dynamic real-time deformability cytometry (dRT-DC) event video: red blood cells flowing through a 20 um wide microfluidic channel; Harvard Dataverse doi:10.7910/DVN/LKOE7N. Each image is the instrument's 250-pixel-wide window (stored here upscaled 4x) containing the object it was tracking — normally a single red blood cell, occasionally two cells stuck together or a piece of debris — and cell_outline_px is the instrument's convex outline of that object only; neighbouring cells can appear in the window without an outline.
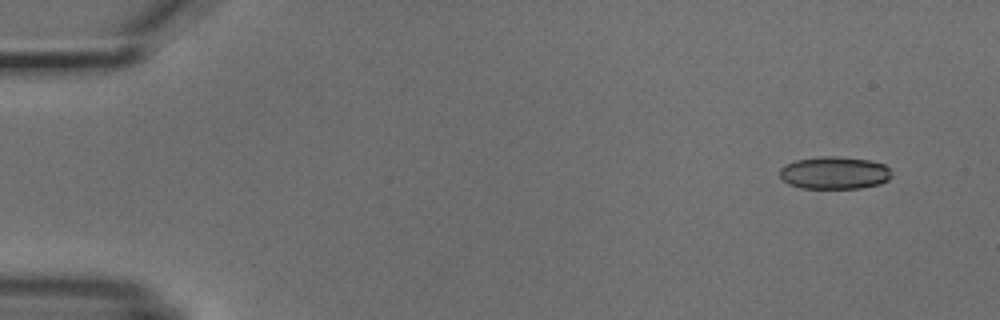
{"species": "common noctule bat (a hibernating species)", "species_latin": "Nyctalus noctula", "temperature_condition": "cold", "stored_images_in_passage": 6, "camera_frame_rate_fps": 3000, "um_per_image_px": 0.085, "animal": {"sex": "male", "body_mass_g": 18.8}, "frame": {"image": 1, "passage_image": 1, "time_ms": 0.0, "image_size_px": [1000, 320], "cell_outline_px": [[892, 176], [888, 180], [880, 184], [860, 188], [800, 188], [788, 184], [780, 176], [780, 168], [784, 164], [796, 160], [820, 156], [840, 156], [868, 160], [884, 164], [892, 172]], "centroid_in_image_um": [70.92, 14.69], "position_along_channel_um": 14.1, "area_um2": 21.39}}
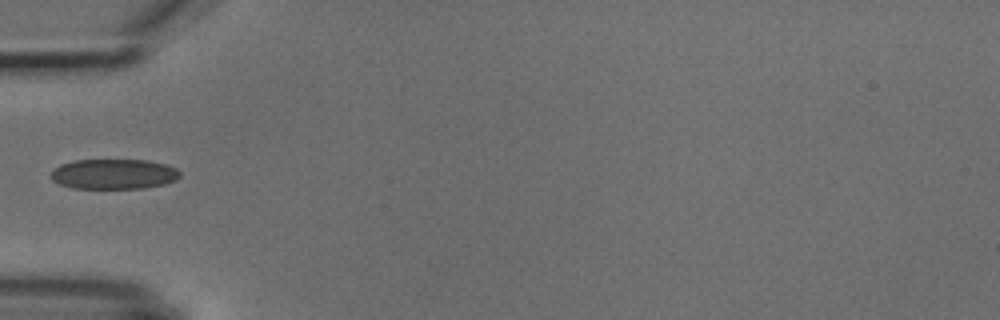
{"frame": {"image": 2, "passage_image": 5, "time_ms": 4.667, "image_size_px": [1000, 320], "cell_outline_px": [[180, 176], [176, 180], [164, 184], [144, 188], [72, 188], [60, 184], [52, 180], [52, 172], [60, 164], [76, 160], [148, 160], [164, 164], [176, 168], [180, 172]], "centroid_in_image_um": [9.69, 14.79], "position_along_channel_um": 75.3, "area_um2": 22.54}}
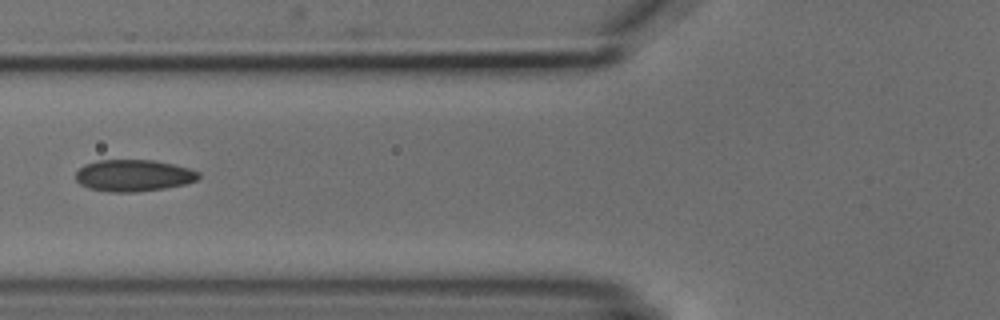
{"frame": {"image": 3, "passage_image": 6, "time_ms": 5.667, "image_size_px": [1000, 320], "cell_outline_px": [[200, 176], [196, 180], [184, 184], [164, 188], [136, 192], [112, 192], [88, 188], [80, 184], [76, 180], [76, 172], [84, 164], [96, 160], [152, 160], [172, 164], [188, 168], [200, 172]], "centroid_in_image_um": [11.32, 14.91], "position_along_channel_um": 114.5, "area_um2": 22.66}}